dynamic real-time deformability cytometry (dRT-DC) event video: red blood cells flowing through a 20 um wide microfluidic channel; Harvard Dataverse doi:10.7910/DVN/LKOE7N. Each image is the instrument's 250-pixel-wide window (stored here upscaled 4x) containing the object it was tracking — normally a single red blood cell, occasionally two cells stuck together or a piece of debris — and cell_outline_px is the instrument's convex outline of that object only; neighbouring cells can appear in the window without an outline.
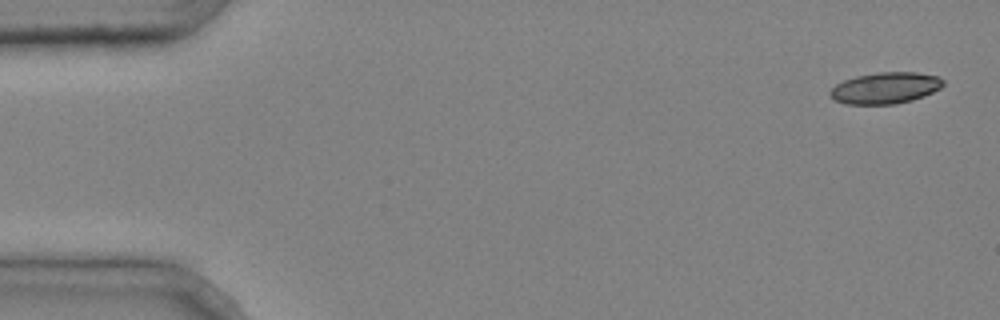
{"species": "common noctule bat (a hibernating species)", "species_latin": "Nyctalus noctula", "temperature_condition": "cold", "stored_images_in_passage": 5, "camera_frame_rate_fps": 3000, "um_per_image_px": 0.085, "animal": {"sex": "male", "body_mass_g": 20.4}, "frame": {"image": 1, "passage_image": 1, "time_ms": 0.0, "image_size_px": [1000, 320], "cell_outline_px": [[944, 84], [940, 88], [924, 96], [912, 100], [896, 104], [844, 104], [836, 100], [828, 92], [836, 84], [844, 80], [856, 76], [880, 72], [916, 72], [940, 76], [944, 80]], "centroid_in_image_um": [75.28, 7.47], "position_along_channel_um": 9.7, "area_um2": 20.69}}
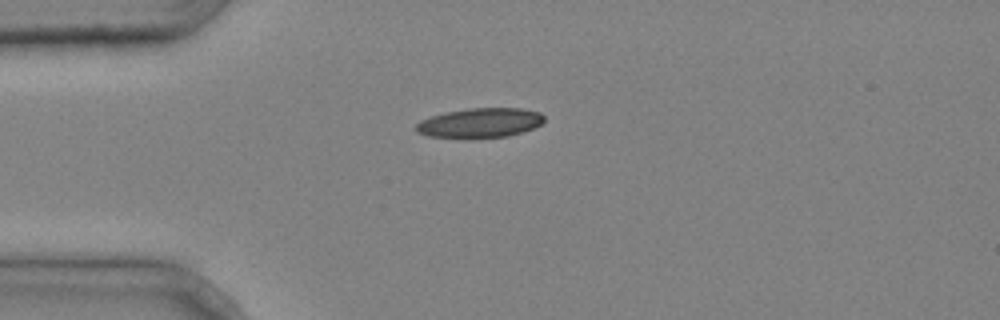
{"frame": {"image": 2, "passage_image": 4, "time_ms": 1.0, "image_size_px": [1000, 320], "cell_outline_px": [[544, 120], [540, 124], [532, 128], [508, 136], [428, 136], [416, 132], [416, 124], [420, 120], [444, 112], [468, 108], [524, 108], [540, 112], [544, 116]], "centroid_in_image_um": [40.81, 10.4], "position_along_channel_um": 44.2, "area_um2": 21.5}}